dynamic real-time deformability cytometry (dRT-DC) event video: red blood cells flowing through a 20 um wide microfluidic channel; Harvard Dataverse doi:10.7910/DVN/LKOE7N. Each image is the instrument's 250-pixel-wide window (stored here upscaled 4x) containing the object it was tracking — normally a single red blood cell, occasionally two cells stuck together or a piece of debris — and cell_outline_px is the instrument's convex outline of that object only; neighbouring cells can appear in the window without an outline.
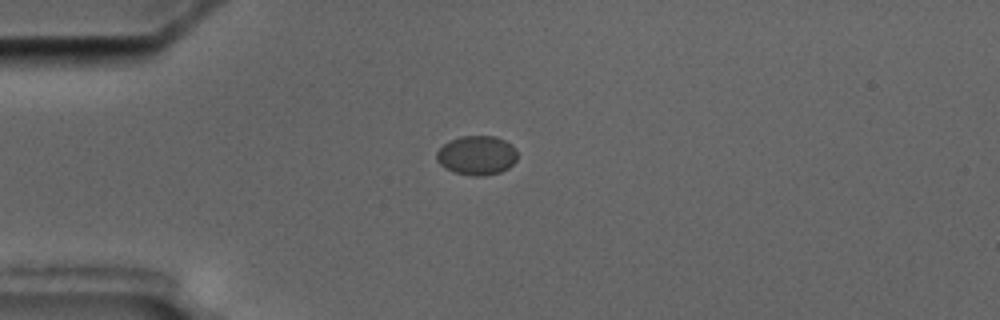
{"species": "common noctule bat (a hibernating species)", "species_latin": "Nyctalus noctula", "temperature_condition": "cold", "stored_images_in_passage": 2, "camera_frame_rate_fps": 3000, "um_per_image_px": 0.085, "animal": {"sex": "male", "body_mass_g": 17.5, "forearm_length_mm": 52.3}, "frame": {"image": 1, "passage_image": 1, "time_ms": 0.0, "image_size_px": [1000, 320], "cell_outline_px": [[516, 160], [508, 168], [500, 172], [484, 176], [472, 176], [456, 172], [444, 168], [436, 160], [436, 152], [444, 144], [460, 136], [496, 136], [512, 144], [516, 148]], "centroid_in_image_um": [40.53, 13.2], "position_along_channel_um": 44.5, "area_um2": 18.5}}